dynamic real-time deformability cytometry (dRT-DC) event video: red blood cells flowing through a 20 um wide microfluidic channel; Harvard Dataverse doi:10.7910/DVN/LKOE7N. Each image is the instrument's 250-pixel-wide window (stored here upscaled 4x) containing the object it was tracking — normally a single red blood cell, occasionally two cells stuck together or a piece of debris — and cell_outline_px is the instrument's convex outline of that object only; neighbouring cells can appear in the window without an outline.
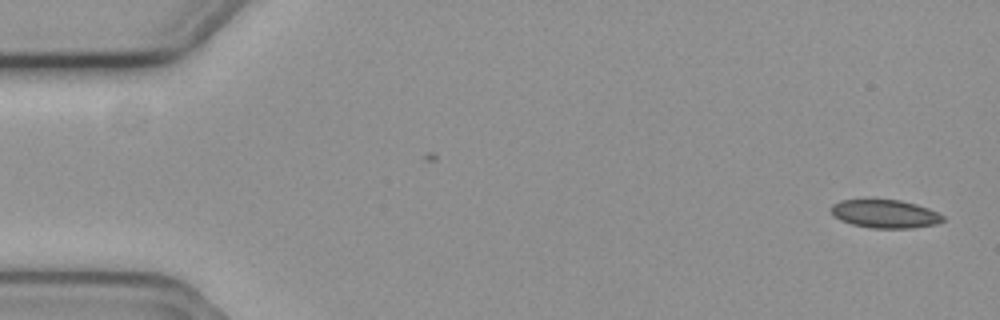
{"species": "common noctule bat (a hibernating species)", "species_latin": "Nyctalus noctula", "temperature_condition": "cold", "stored_images_in_passage": 2, "camera_frame_rate_fps": 3000, "um_per_image_px": 0.085, "animal": {"sex": "female", "body_mass_g": 19.3, "forearm_length_mm": 54.1}, "frame": {"image": 1, "passage_image": 2, "time_ms": 0.333, "image_size_px": [1000, 320], "cell_outline_px": [[944, 220], [936, 224], [912, 228], [872, 228], [852, 224], [840, 220], [832, 212], [832, 204], [840, 200], [900, 200], [916, 204], [928, 208], [944, 216]], "centroid_in_image_um": [75.25, 18.18], "position_along_channel_um": 9.8, "area_um2": 18.21}}